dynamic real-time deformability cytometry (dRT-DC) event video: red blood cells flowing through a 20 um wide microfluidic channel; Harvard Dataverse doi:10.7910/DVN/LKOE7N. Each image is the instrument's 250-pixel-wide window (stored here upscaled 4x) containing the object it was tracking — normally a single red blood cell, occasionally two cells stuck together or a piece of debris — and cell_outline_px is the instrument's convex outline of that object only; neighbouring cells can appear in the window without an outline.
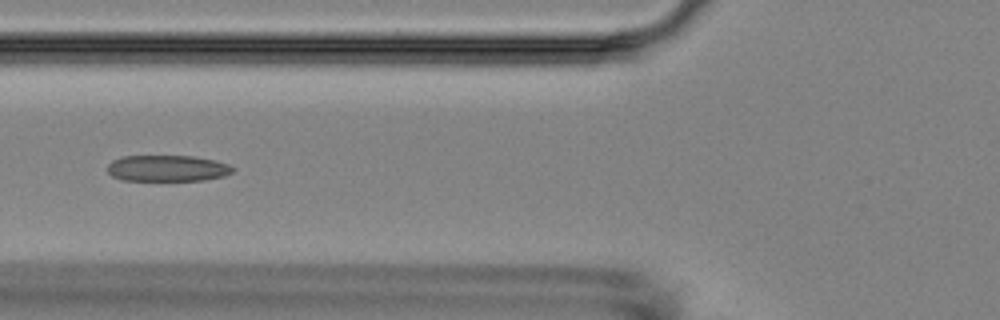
{"species": "Egyptian fruit bat (a non-hibernating species)", "species_latin": "Rousettus aegyptiacus", "temperature_condition": "room temperature", "stored_images_in_passage": 8, "camera_frame_rate_fps": 3000, "um_per_image_px": 0.085, "animal": {"sex": "female"}, "frame": {"image": 1, "passage_image": 4, "time_ms": 4.333, "image_size_px": [1000, 320], "cell_outline_px": [[236, 168], [232, 172], [224, 176], [204, 180], [120, 180], [112, 176], [108, 172], [108, 164], [112, 160], [120, 156], [192, 156], [212, 160], [228, 164]], "centroid_in_image_um": [14.2, 14.3], "position_along_channel_um": 111.6, "area_um2": 19.13}}
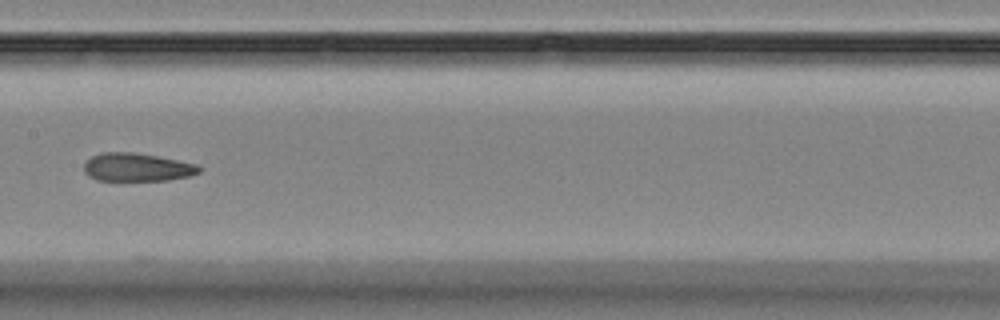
{"frame": {"image": 2, "passage_image": 6, "time_ms": 6.667, "image_size_px": [1000, 320], "cell_outline_px": [[204, 168], [200, 172], [192, 176], [168, 180], [96, 180], [88, 176], [84, 172], [84, 164], [92, 156], [100, 152], [136, 152], [196, 164]], "centroid_in_image_um": [11.66, 14.21], "position_along_channel_um": 195.7, "area_um2": 19.02}}
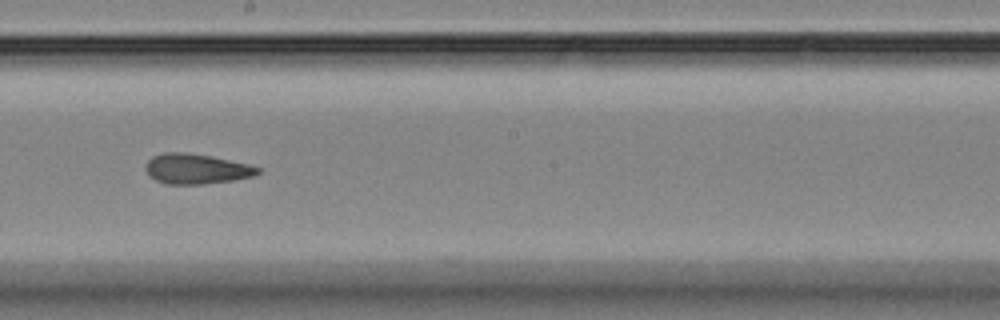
{"frame": {"image": 3, "passage_image": 7, "time_ms": 7.667, "image_size_px": [1000, 320], "cell_outline_px": [[260, 172], [252, 176], [232, 180], [204, 184], [164, 184], [156, 180], [144, 168], [148, 160], [152, 156], [164, 152], [184, 152], [212, 156], [248, 164], [260, 168]], "centroid_in_image_um": [16.67, 14.35], "position_along_channel_um": 231.5, "area_um2": 19.59}}